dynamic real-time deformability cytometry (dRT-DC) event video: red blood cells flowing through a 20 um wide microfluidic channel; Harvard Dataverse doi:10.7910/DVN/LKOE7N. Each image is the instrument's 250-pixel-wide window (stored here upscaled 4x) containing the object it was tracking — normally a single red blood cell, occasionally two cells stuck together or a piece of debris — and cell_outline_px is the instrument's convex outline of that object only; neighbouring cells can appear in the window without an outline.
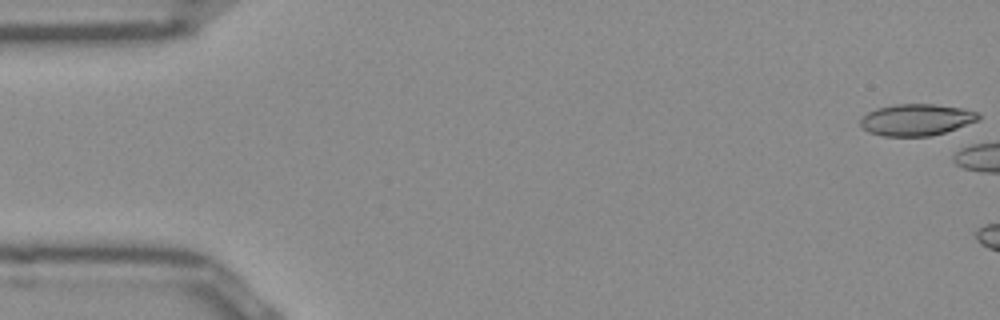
{"species": "Egyptian fruit bat (a non-hibernating species)", "species_latin": "Rousettus aegyptiacus", "temperature_condition": "room temperature", "stored_images_in_passage": 6, "camera_frame_rate_fps": 3000, "um_per_image_px": 0.085, "frame": {"image": 1, "passage_image": 1, "time_ms": 0.0, "image_size_px": [1000, 320], "cell_outline_px": [[980, 120], [944, 132], [928, 136], [884, 136], [868, 132], [860, 124], [860, 120], [868, 112], [880, 108], [896, 104], [936, 104], [960, 108], [976, 112], [980, 116]], "centroid_in_image_um": [77.9, 10.18], "position_along_channel_um": 7.1, "area_um2": 21.44}}